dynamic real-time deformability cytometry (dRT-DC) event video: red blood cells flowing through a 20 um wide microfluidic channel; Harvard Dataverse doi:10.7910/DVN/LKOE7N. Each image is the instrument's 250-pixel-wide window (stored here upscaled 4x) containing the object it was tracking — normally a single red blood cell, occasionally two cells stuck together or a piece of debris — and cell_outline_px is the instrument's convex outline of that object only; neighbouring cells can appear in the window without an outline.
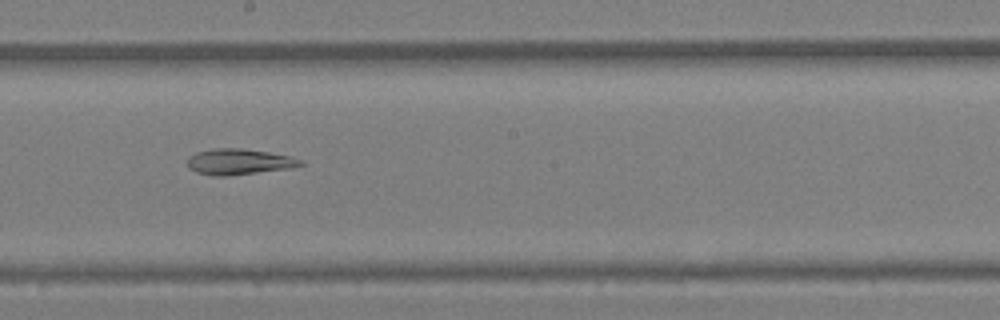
{"species": "Egyptian fruit bat (a non-hibernating species)", "species_latin": "Rousettus aegyptiacus", "temperature_condition": "warm", "stored_images_in_passage": 49, "segment_of_instrument_passage": [2, 2], "camera_frame_rate_fps": 3000, "um_per_image_px": 0.085, "animal": {"sex": "female"}, "frame": {"image": 1, "passage_image": 28, "time_ms": 9.0, "image_size_px": [1000, 320], "cell_outline_px": [[304, 164], [288, 168], [224, 176], [212, 176], [196, 172], [188, 168], [188, 156], [196, 152], [216, 148], [240, 148], [268, 152], [292, 156], [304, 160]], "centroid_in_image_um": [20.29, 13.74], "position_along_channel_um": 227.9, "area_um2": 16.94}}
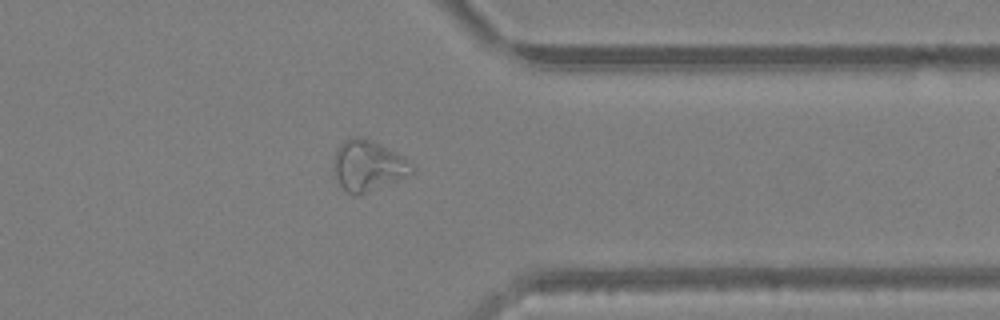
{"frame": {"image": 2, "passage_image": 39, "time_ms": 12.667, "image_size_px": [1000, 320], "cell_outline_px": [[416, 168], [412, 172], [396, 180], [356, 196], [352, 196], [340, 184], [332, 168], [332, 160], [336, 148], [348, 136], [352, 136], [368, 140], [400, 156]], "centroid_in_image_um": [31.18, 14.09], "position_along_channel_um": 380.2, "area_um2": 22.31}}
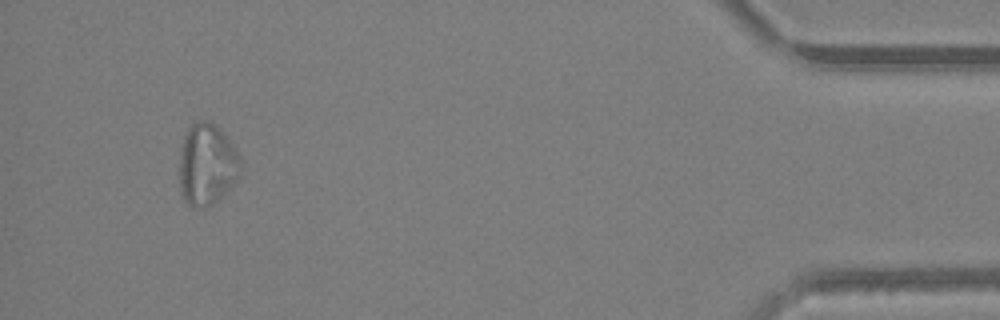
{"frame": {"image": 3, "passage_image": 46, "time_ms": 15.0, "image_size_px": [1000, 320], "cell_outline_px": [[240, 176], [220, 200], [204, 208], [200, 208], [188, 204], [184, 200], [180, 192], [180, 152], [184, 136], [188, 128], [192, 124], [200, 120], [204, 120], [220, 128], [232, 144], [240, 160]], "centroid_in_image_um": [17.59, 14.01], "position_along_channel_um": 417.6, "area_um2": 29.07}}